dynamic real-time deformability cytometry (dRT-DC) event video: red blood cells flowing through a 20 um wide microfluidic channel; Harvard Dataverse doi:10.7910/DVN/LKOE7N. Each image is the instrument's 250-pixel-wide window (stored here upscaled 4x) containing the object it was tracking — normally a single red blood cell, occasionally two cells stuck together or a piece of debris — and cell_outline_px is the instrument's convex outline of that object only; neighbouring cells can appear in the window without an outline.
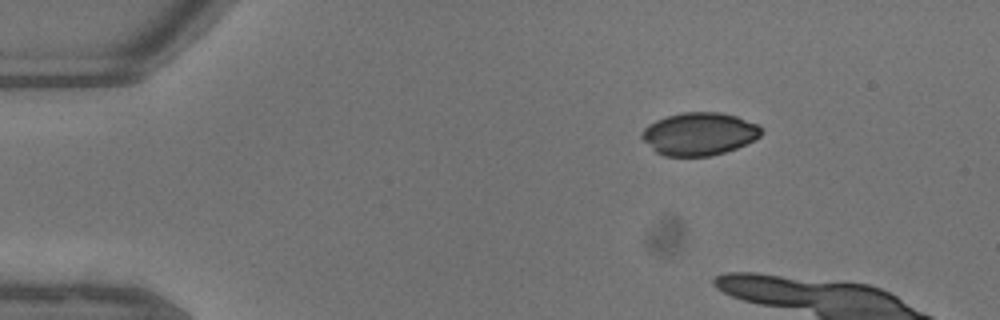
{"species": "common noctule bat (a hibernating species)", "species_latin": "Nyctalus noctula", "temperature_condition": "warm", "stored_images_in_passage": 7, "camera_frame_rate_fps": 3000, "um_per_image_px": 0.085, "animal": {"sex": "male", "body_mass_g": 13.3}, "frame": {"image": 1, "passage_image": 1, "time_ms": 0.0, "image_size_px": [1000, 320], "cell_outline_px": [[760, 136], [736, 148], [724, 152], [708, 156], [664, 156], [656, 152], [640, 136], [640, 132], [648, 124], [656, 120], [680, 112], [720, 112], [736, 116], [756, 124], [760, 128]], "centroid_in_image_um": [59.38, 11.37], "position_along_channel_um": 25.6, "area_um2": 29.48}}